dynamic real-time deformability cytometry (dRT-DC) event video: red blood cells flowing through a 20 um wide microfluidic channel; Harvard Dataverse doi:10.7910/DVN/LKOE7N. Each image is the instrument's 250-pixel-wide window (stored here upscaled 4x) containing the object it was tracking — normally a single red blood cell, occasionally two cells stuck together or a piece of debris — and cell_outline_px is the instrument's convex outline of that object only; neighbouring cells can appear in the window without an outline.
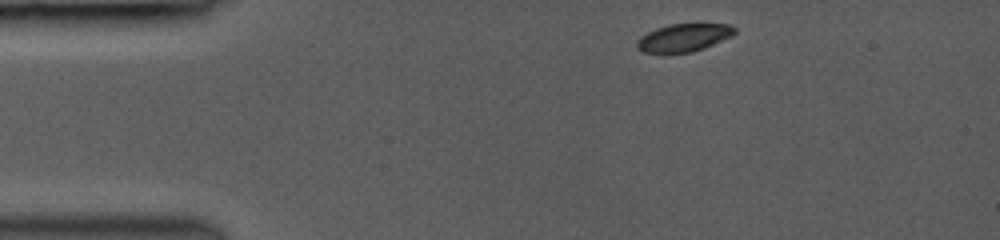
{"species": "common noctule bat (a hibernating species)", "species_latin": "Nyctalus noctula", "temperature_condition": "room temperature", "stored_images_in_passage": 25, "camera_frame_rate_fps": 3000, "um_per_image_px": 0.085, "animal": {"sex": "female", "body_mass_g": 19.0, "forearm_length_mm": 53.3}, "frame": {"image": 1, "passage_image": 1, "time_ms": 0.0, "image_size_px": [1000, 240], "cell_outline_px": [[736, 32], [732, 36], [704, 48], [692, 52], [644, 52], [636, 48], [636, 40], [640, 36], [656, 28], [668, 24], [732, 24], [736, 28]], "centroid_in_image_um": [58.12, 3.18], "position_along_channel_um": 26.9, "area_um2": 15.84}}
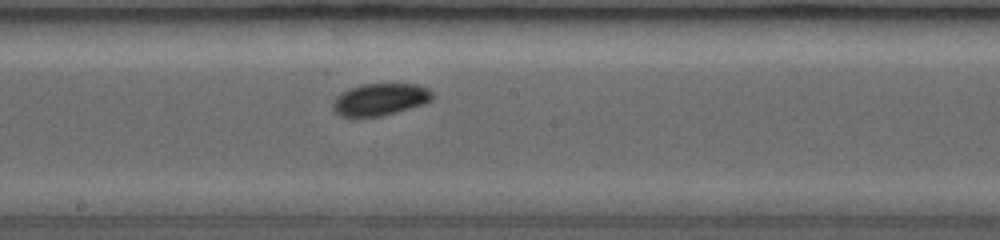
{"frame": {"image": 2, "passage_image": 15, "time_ms": 6.0, "image_size_px": [1000, 240], "cell_outline_px": [[432, 100], [424, 104], [396, 112], [380, 116], [340, 116], [332, 108], [332, 100], [336, 96], [360, 84], [416, 84], [428, 88], [432, 92]], "centroid_in_image_um": [32.31, 8.45], "position_along_channel_um": 215.9, "area_um2": 18.44}}
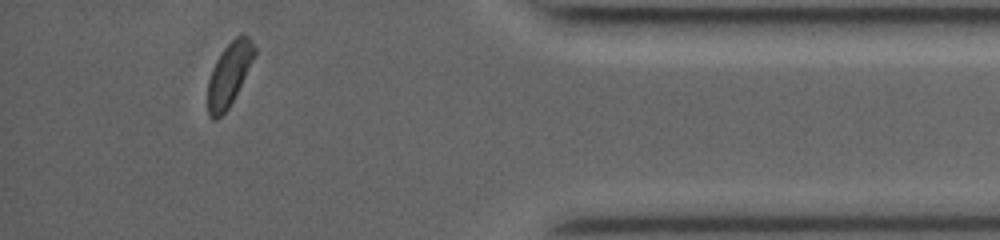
{"frame": {"image": 3, "passage_image": 25, "time_ms": 11.333, "image_size_px": [1000, 240], "cell_outline_px": [[256, 52], [228, 108], [216, 120], [212, 120], [208, 116], [208, 80], [212, 68], [216, 60], [224, 48], [236, 36], [248, 36], [252, 40], [256, 48]], "centroid_in_image_um": [19.44, 6.32], "position_along_channel_um": 415.8, "area_um2": 16.7}, "authors_computed_cell_mechanics": {"area_um2": 18.207, "velocity_mm_per_s": 4.2024, "shape_relaxation_time_tau1_ms": 1.7096, "shape_relaxation_time_tau2_ms": null, "deformation_change_tau1": 0.062, "deformation_change_tau2": null}}